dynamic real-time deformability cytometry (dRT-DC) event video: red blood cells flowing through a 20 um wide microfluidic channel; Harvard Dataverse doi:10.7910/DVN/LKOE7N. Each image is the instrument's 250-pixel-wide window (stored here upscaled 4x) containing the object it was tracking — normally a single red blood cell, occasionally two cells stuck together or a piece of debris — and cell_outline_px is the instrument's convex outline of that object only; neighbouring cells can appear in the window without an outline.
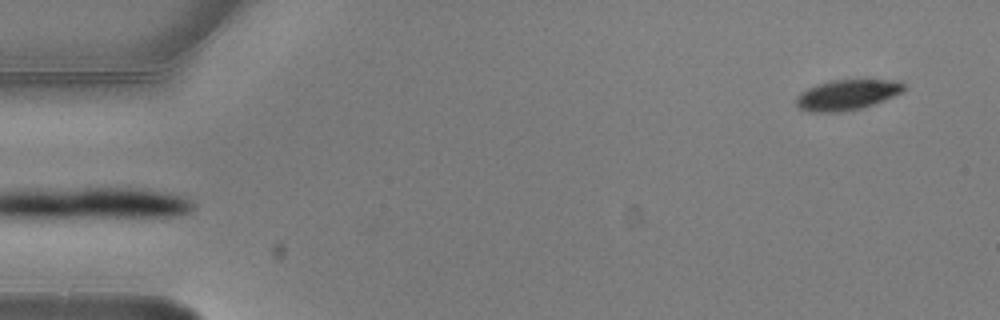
{"species": "common noctule bat (a hibernating species)", "species_latin": "Nyctalus noctula", "temperature_condition": "warm", "stored_images_in_passage": 4, "segment_of_instrument_passage": [2, 2], "camera_frame_rate_fps": 3000, "um_per_image_px": 0.085, "animal": {"sex": "male", "body_mass_g": 20.5, "forearm_length_mm": 52.5}, "frame": {"image": 1, "passage_image": 4, "time_ms": 1.0, "image_size_px": [1000, 320], "cell_outline_px": [[904, 92], [884, 100], [860, 108], [840, 112], [808, 112], [800, 108], [796, 104], [796, 96], [800, 92], [816, 84], [832, 80], [888, 80], [904, 84]], "centroid_in_image_um": [71.95, 8.06], "position_along_channel_um": 13.1, "area_um2": 18.9}}